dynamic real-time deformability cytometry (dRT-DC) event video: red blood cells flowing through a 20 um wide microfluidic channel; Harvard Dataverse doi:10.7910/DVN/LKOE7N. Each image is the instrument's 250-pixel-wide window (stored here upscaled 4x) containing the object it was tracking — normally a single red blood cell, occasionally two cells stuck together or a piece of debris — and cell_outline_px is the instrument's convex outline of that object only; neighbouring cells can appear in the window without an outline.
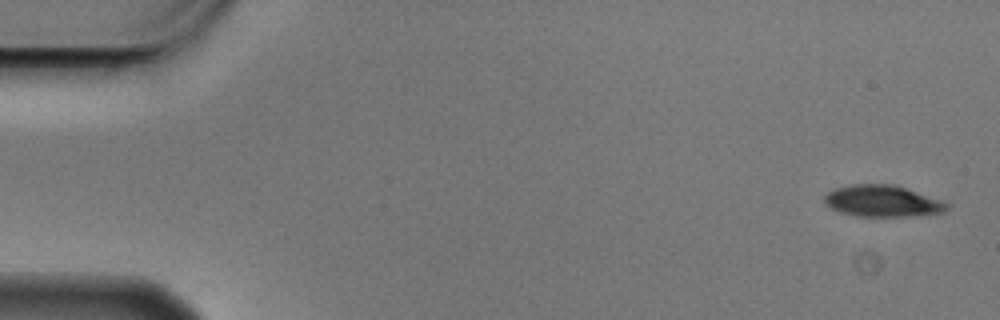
{"species": "Egyptian fruit bat (a non-hibernating species)", "species_latin": "Rousettus aegyptiacus", "temperature_condition": "cold", "stored_images_in_passage": 5, "camera_frame_rate_fps": 3000, "um_per_image_px": 0.085, "animal": {"sex": "male"}, "frame": {"image": 1, "passage_image": 1, "time_ms": 0.0, "image_size_px": [1000, 320], "cell_outline_px": [[952, 204], [944, 212], [912, 216], [856, 216], [840, 212], [824, 204], [824, 196], [828, 192], [836, 188], [852, 184], [892, 184], [944, 200]], "centroid_in_image_um": [75.04, 17.09], "position_along_channel_um": 10.0, "area_um2": 22.6}}
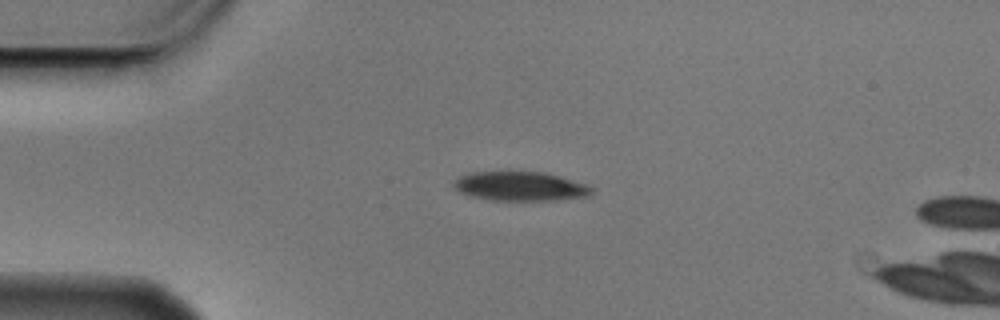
{"frame": {"image": 2, "passage_image": 4, "time_ms": 1.0, "image_size_px": [1000, 320], "cell_outline_px": [[596, 188], [588, 196], [556, 200], [492, 200], [468, 196], [452, 188], [452, 184], [460, 176], [472, 172], [544, 172], [560, 176], [588, 184]], "centroid_in_image_um": [44.24, 15.84], "position_along_channel_um": 40.8, "area_um2": 23.64}}